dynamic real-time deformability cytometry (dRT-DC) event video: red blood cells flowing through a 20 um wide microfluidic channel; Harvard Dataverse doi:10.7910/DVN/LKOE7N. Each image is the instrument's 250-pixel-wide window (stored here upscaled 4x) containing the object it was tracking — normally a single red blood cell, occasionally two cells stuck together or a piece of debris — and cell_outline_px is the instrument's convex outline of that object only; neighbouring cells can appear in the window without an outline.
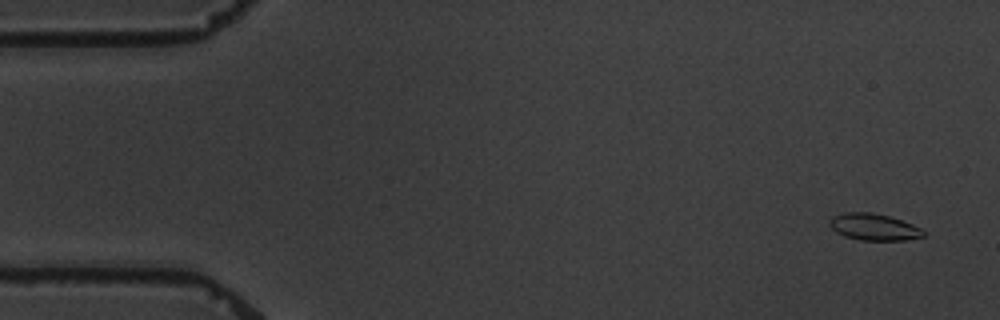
{"species": "common noctule bat (a hibernating species)", "species_latin": "Nyctalus noctula", "temperature_condition": "warm", "stored_images_in_passage": 2, "camera_frame_rate_fps": 3000, "um_per_image_px": 0.085, "animal": {"sex": "male", "body_mass_g": 19.5, "forearm_length_mm": 54.6}, "frame": {"image": 1, "passage_image": 1, "time_ms": 0.0, "image_size_px": [1000, 320], "cell_outline_px": [[924, 236], [904, 240], [860, 240], [844, 236], [836, 232], [828, 224], [832, 216], [844, 212], [872, 212], [888, 216], [912, 224], [920, 228], [924, 232]], "centroid_in_image_um": [74.23, 19.29], "position_along_channel_um": 10.8, "area_um2": 14.51}}